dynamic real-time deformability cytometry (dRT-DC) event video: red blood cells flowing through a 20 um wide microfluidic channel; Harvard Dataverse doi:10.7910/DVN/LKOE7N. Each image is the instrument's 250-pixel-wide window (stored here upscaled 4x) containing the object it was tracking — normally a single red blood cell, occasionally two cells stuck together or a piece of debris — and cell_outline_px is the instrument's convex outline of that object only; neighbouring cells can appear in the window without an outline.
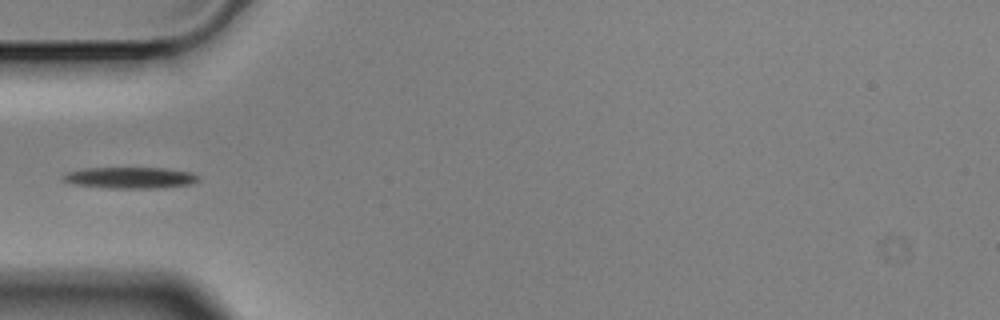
{"species": "Egyptian fruit bat (a non-hibernating species)", "species_latin": "Rousettus aegyptiacus", "temperature_condition": "cold", "stored_images_in_passage": 6, "camera_frame_rate_fps": 3000, "um_per_image_px": 0.085, "animal": {"sex": "male"}, "frame": {"image": 1, "passage_image": 4, "time_ms": 1.0, "image_size_px": [1000, 320], "cell_outline_px": [[200, 180], [192, 184], [156, 188], [112, 188], [76, 184], [64, 180], [64, 176], [68, 172], [84, 168], [164, 168], [192, 172], [200, 176]], "centroid_in_image_um": [11.17, 15.1], "position_along_channel_um": 73.8, "area_um2": 16.59}}
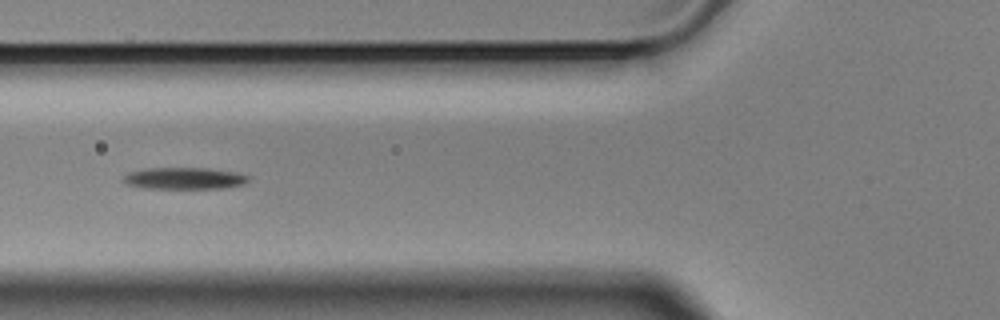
{"frame": {"image": 2, "passage_image": 5, "time_ms": 1.333, "image_size_px": [1000, 320], "cell_outline_px": [[252, 176], [244, 184], [224, 188], [144, 188], [128, 184], [120, 180], [128, 172], [148, 168], [204, 168], [236, 172]], "centroid_in_image_um": [15.67, 15.15], "position_along_channel_um": 110.1, "area_um2": 15.84}}
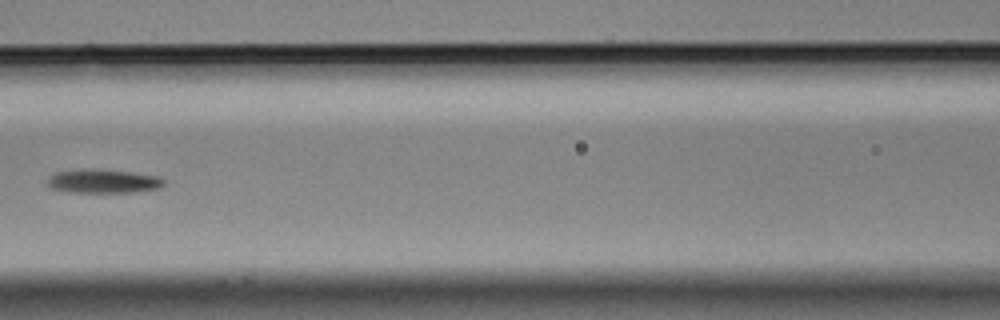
{"frame": {"image": 3, "passage_image": 6, "time_ms": 1.667, "image_size_px": [1000, 320], "cell_outline_px": [[164, 184], [160, 188], [132, 192], [68, 192], [48, 188], [48, 176], [56, 172], [84, 168], [88, 168], [132, 172], [160, 176], [164, 180]], "centroid_in_image_um": [8.74, 15.39], "position_along_channel_um": 157.9, "area_um2": 16.36}}